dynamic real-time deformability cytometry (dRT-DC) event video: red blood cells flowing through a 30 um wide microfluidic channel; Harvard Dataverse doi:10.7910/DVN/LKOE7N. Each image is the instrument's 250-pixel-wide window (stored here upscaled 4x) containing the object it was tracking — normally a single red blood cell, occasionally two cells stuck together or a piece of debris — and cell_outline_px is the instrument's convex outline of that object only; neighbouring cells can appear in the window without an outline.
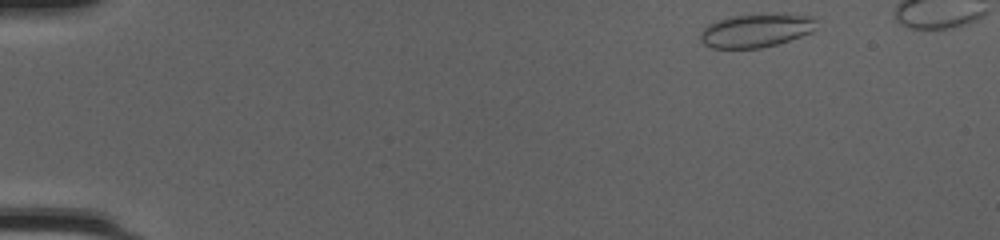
{"species": "common noctule bat (a hibernating species)", "species_latin": "Nyctalus noctula", "temperature_condition": "cold", "stored_images_in_passage": 41, "camera_frame_rate_fps": 3000, "um_per_image_px": 0.085, "animal": {"sex": "female", "body_mass_g": 20.0, "forearm_length_mm": 54.0}, "frame": {"image": 1, "passage_image": 1, "time_ms": 0.0, "image_size_px": [1000, 240], "cell_outline_px": [[816, 28], [812, 32], [776, 44], [760, 48], [712, 48], [704, 44], [700, 40], [700, 32], [708, 24], [716, 20], [732, 16], [776, 12], [784, 12], [812, 16], [816, 20]], "centroid_in_image_um": [64.29, 2.56], "position_along_channel_um": 20.7, "area_um2": 23.12}}
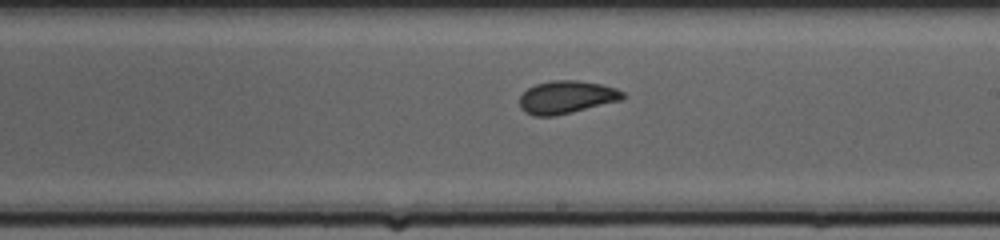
{"frame": {"image": 2, "passage_image": 25, "time_ms": 8.0, "image_size_px": [1000, 240], "cell_outline_px": [[628, 96], [624, 100], [556, 116], [532, 116], [524, 112], [520, 108], [520, 96], [528, 88], [536, 84], [552, 80], [576, 80], [600, 84], [616, 88], [624, 92]], "centroid_in_image_um": [48.19, 8.27], "position_along_channel_um": 240.8, "area_um2": 20.06}}
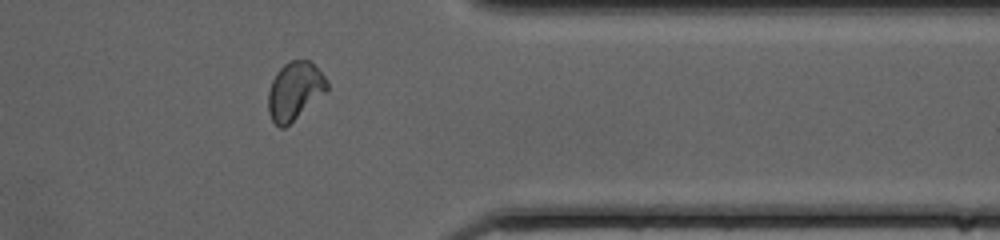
{"frame": {"image": 3, "passage_image": 36, "time_ms": 11.667, "image_size_px": [1000, 240], "cell_outline_px": [[328, 88], [324, 92], [284, 128], [280, 128], [272, 120], [268, 112], [268, 92], [272, 80], [276, 72], [284, 64], [292, 60], [308, 60], [328, 80]], "centroid_in_image_um": [25.01, 7.71], "position_along_channel_um": 386.4, "area_um2": 19.36}}